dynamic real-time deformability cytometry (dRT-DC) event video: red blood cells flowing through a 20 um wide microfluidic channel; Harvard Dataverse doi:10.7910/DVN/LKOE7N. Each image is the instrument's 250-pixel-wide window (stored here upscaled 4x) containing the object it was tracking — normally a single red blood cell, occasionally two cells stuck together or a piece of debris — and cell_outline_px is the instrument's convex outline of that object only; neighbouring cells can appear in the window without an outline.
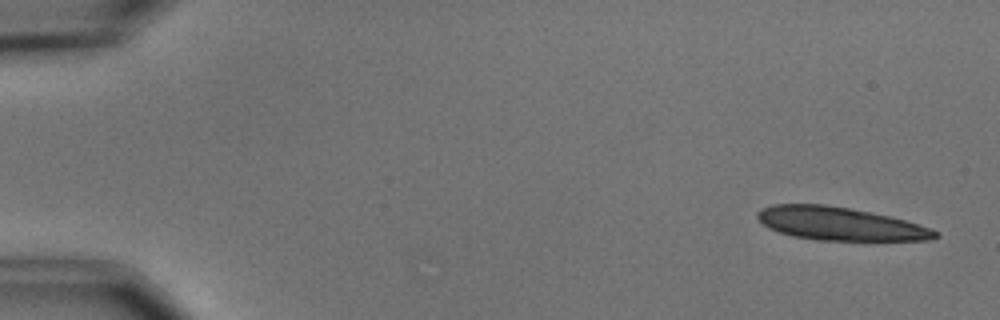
{"species": "common noctule bat (a hibernating species)", "species_latin": "Nyctalus noctula", "temperature_condition": "cold", "stored_images_in_passage": 5, "camera_frame_rate_fps": 3000, "um_per_image_px": 0.085, "animal": {"sex": "male", "body_mass_g": 15.6}, "frame": {"image": 1, "passage_image": 1, "time_ms": 0.0, "image_size_px": [1000, 320], "cell_outline_px": [[940, 236], [932, 240], [816, 240], [792, 236], [768, 228], [756, 216], [756, 212], [760, 208], [772, 204], [824, 204], [848, 208], [888, 216], [904, 220], [940, 232]], "centroid_in_image_um": [71.35, 19.02], "position_along_channel_um": 13.7, "area_um2": 34.1}}